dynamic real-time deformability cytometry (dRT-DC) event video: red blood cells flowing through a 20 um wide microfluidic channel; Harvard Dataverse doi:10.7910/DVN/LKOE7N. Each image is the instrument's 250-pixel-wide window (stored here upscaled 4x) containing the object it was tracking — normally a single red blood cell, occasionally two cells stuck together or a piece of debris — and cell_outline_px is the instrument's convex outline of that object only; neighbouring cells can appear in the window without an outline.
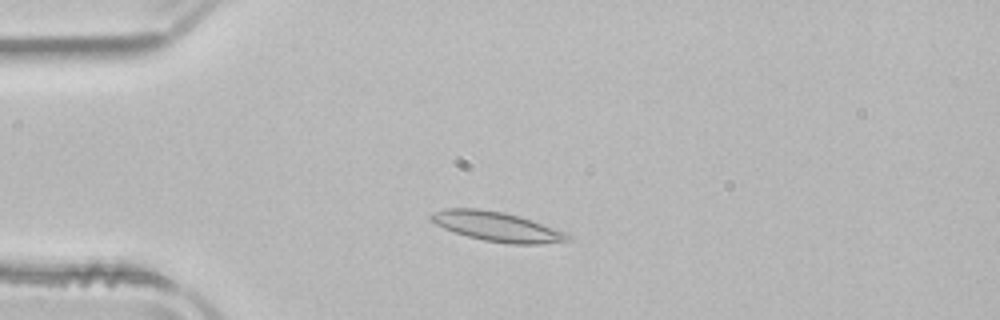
{"species": "common noctule bat (a hibernating species)", "species_latin": "Nyctalus noctula", "temperature_condition": "room temperature", "stored_images_in_passage": 2, "camera_frame_rate_fps": 3000, "um_per_image_px": 0.085, "animal": {"sex": "male", "body_mass_g": 21.5, "forearm_length_mm": 52.0}, "frame": {"image": 1, "passage_image": 1, "time_ms": 0.0, "image_size_px": [1000, 320], "cell_outline_px": [[576, 236], [572, 240], [540, 244], [512, 244], [484, 240], [468, 236], [444, 228], [436, 224], [428, 216], [432, 212], [444, 208], [480, 208], [504, 212], [520, 216], [568, 232]], "centroid_in_image_um": [42.32, 19.25], "position_along_channel_um": 42.7, "area_um2": 23.81}}